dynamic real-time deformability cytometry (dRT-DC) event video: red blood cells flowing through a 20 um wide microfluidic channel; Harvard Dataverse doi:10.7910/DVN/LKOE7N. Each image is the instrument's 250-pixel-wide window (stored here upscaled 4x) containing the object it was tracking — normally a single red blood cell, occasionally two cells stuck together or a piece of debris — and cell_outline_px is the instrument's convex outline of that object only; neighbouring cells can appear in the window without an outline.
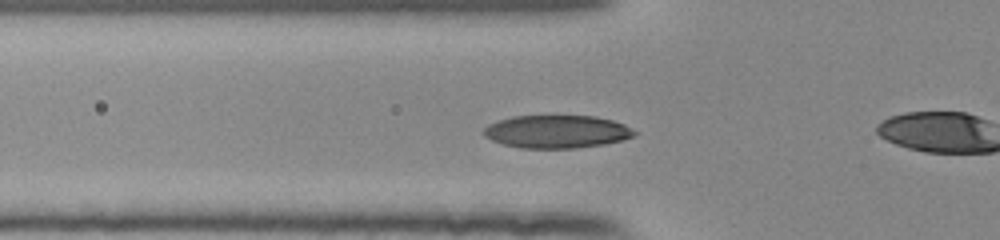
{"species": "human", "species_latin": "Homo sapiens", "temperature_condition": "room temperature", "stored_images_in_passage": 45, "camera_frame_rate_fps": 3000, "um_per_image_px": 0.085, "donor": {"sex": "female"}, "frame": {"image": 1, "passage_image": 10, "time_ms": 3.0, "image_size_px": [1000, 240], "cell_outline_px": [[640, 132], [636, 136], [604, 144], [572, 148], [520, 148], [504, 144], [492, 140], [484, 136], [484, 128], [488, 124], [512, 116], [596, 116], [612, 120], [624, 124]], "centroid_in_image_um": [47.36, 11.18], "position_along_channel_um": 78.4, "area_um2": 28.9}}
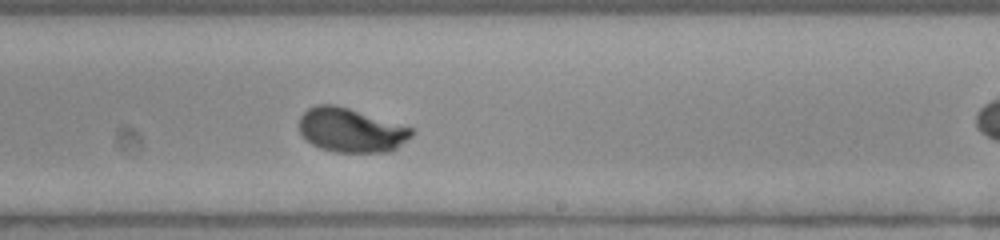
{"frame": {"image": 2, "passage_image": 24, "time_ms": 7.667, "image_size_px": [1000, 240], "cell_outline_px": [[412, 136], [392, 152], [332, 152], [320, 148], [312, 144], [300, 132], [300, 116], [308, 108], [316, 104], [336, 104], [412, 128]], "centroid_in_image_um": [29.82, 11.07], "position_along_channel_um": 259.2, "area_um2": 28.78}}
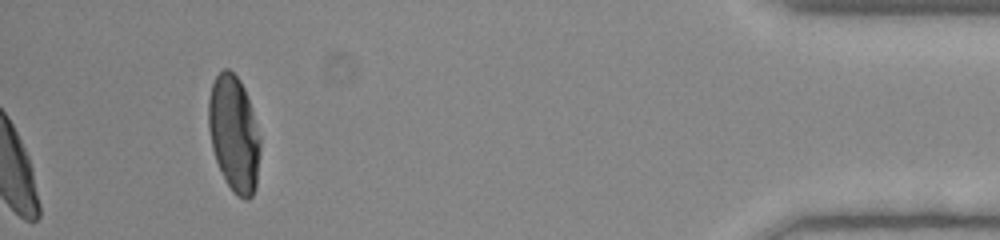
{"frame": {"image": 3, "passage_image": 45, "time_ms": 14.667, "image_size_px": [1000, 240], "cell_outline_px": [[260, 152], [256, 188], [252, 196], [248, 200], [244, 200], [236, 196], [232, 192], [224, 180], [216, 160], [212, 148], [208, 128], [208, 100], [212, 84], [216, 76], [224, 68], [228, 68], [240, 80], [244, 88], [252, 108], [260, 140]], "centroid_in_image_um": [19.89, 11.41], "position_along_channel_um": 415.3, "area_um2": 35.26}, "authors_computed_cell_mechanics": {"area_um2": 28.7266, "velocity_mm_per_s": 3.882, "shape_relaxation_time_tau1_ms": 3.2659, "shape_relaxation_time_tau2_ms": null, "deformation_change_tau1": 0.2016, "deformation_change_tau2": null}}